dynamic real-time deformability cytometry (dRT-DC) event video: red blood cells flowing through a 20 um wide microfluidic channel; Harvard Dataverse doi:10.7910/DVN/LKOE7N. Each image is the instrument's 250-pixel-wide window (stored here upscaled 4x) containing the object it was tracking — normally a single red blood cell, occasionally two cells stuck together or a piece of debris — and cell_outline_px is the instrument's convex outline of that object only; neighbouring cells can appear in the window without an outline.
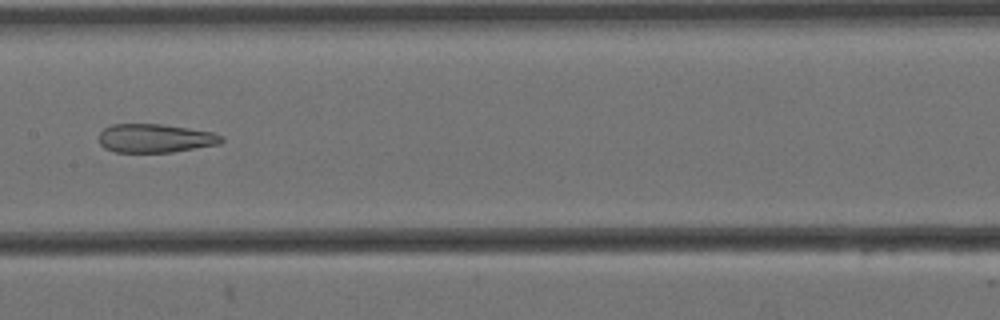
{"species": "Egyptian fruit bat (a non-hibernating species)", "species_latin": "Rousettus aegyptiacus", "temperature_condition": "cold", "stored_images_in_passage": 14, "camera_frame_rate_fps": 3000, "um_per_image_px": 0.085, "animal": {"sex": "female"}, "frame": {"image": 1, "passage_image": 7, "time_ms": 2.0, "image_size_px": [1000, 320], "cell_outline_px": [[224, 140], [220, 144], [172, 152], [116, 152], [104, 148], [100, 144], [100, 132], [104, 128], [112, 124], [160, 124], [188, 128], [212, 132], [224, 136]], "centroid_in_image_um": [13.21, 11.75], "position_along_channel_um": 194.2, "area_um2": 20.46}}
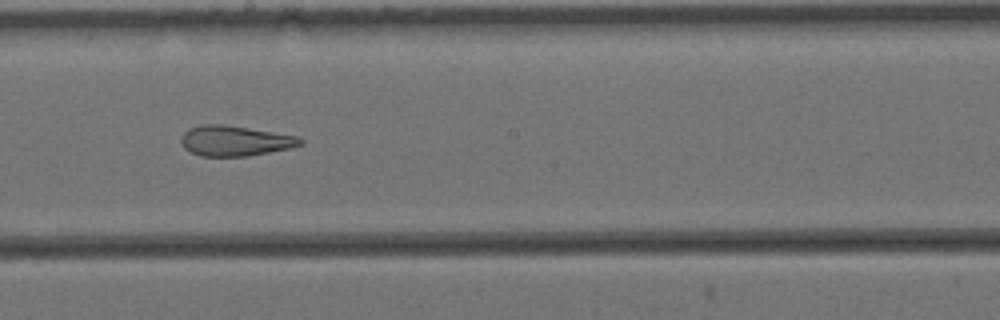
{"frame": {"image": 2, "passage_image": 8, "time_ms": 2.333, "image_size_px": [1000, 320], "cell_outline_px": [[304, 144], [292, 148], [248, 156], [200, 156], [184, 148], [180, 140], [184, 132], [188, 128], [204, 124], [220, 124], [248, 128], [296, 136], [304, 140]], "centroid_in_image_um": [19.98, 11.98], "position_along_channel_um": 228.2, "area_um2": 20.98}}
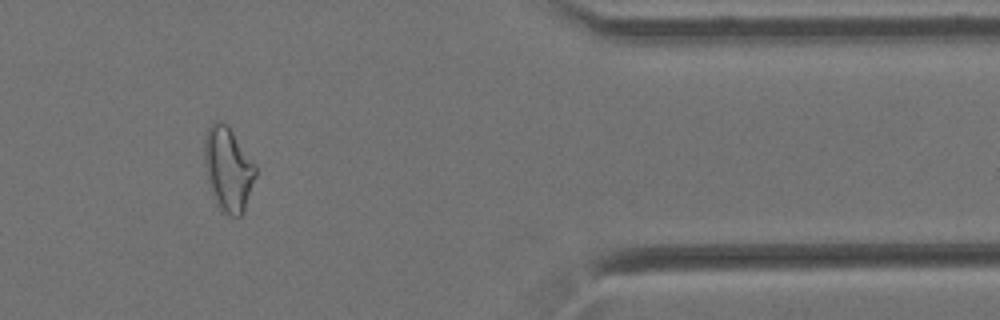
{"frame": {"image": 3, "passage_image": 12, "time_ms": 3.667, "image_size_px": [1000, 320], "cell_outline_px": [[256, 176], [244, 212], [240, 216], [228, 216], [220, 212], [212, 196], [204, 164], [204, 136], [208, 128], [216, 120], [220, 120], [228, 124], [256, 164]], "centroid_in_image_um": [19.39, 14.38], "position_along_channel_um": 392.0, "area_um2": 25.66}}